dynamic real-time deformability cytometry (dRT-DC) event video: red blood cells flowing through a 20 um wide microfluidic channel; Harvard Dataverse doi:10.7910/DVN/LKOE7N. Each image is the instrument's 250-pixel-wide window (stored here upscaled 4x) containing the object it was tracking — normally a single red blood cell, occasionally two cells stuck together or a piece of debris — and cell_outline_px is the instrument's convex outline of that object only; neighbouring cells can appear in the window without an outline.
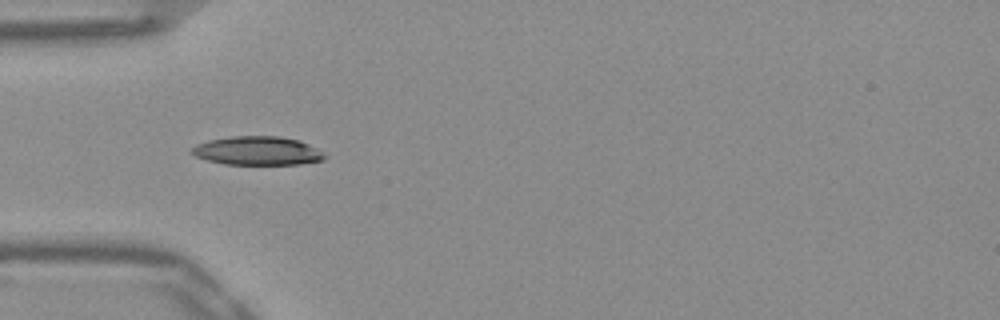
{"species": "Egyptian fruit bat (a non-hibernating species)", "species_latin": "Rousettus aegyptiacus", "temperature_condition": "warm", "stored_images_in_passage": 28, "camera_frame_rate_fps": 3000, "um_per_image_px": 0.085, "frame": {"image": 1, "passage_image": 5, "time_ms": 1.333, "image_size_px": [1000, 320], "cell_outline_px": [[328, 156], [324, 160], [300, 164], [224, 164], [208, 160], [196, 156], [188, 152], [196, 144], [208, 140], [232, 136], [280, 136], [300, 140], [324, 152]], "centroid_in_image_um": [21.9, 12.81], "position_along_channel_um": 63.1, "area_um2": 22.37}, "authors_computed_cell_mechanics": {"area_um2": 17.7735, "velocity_mm_per_s": 3.9144, "shape_relaxation_time_tau1_ms": null, "shape_relaxation_time_tau2_ms": 7.9489, "deformation_change_tau1": null, "deformation_change_tau2": 0.1564}}